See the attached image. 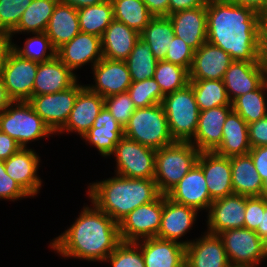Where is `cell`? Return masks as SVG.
<instances>
[{
  "mask_svg": "<svg viewBox=\"0 0 267 267\" xmlns=\"http://www.w3.org/2000/svg\"><path fill=\"white\" fill-rule=\"evenodd\" d=\"M62 3L66 5H70L76 9L84 8L90 5H98L105 0H60Z\"/></svg>",
  "mask_w": 267,
  "mask_h": 267,
  "instance_id": "obj_57",
  "label": "cell"
},
{
  "mask_svg": "<svg viewBox=\"0 0 267 267\" xmlns=\"http://www.w3.org/2000/svg\"><path fill=\"white\" fill-rule=\"evenodd\" d=\"M199 111L214 107L232 106L222 80H190Z\"/></svg>",
  "mask_w": 267,
  "mask_h": 267,
  "instance_id": "obj_36",
  "label": "cell"
},
{
  "mask_svg": "<svg viewBox=\"0 0 267 267\" xmlns=\"http://www.w3.org/2000/svg\"><path fill=\"white\" fill-rule=\"evenodd\" d=\"M162 105L175 142H190L196 133L199 108L190 84L185 88L164 95Z\"/></svg>",
  "mask_w": 267,
  "mask_h": 267,
  "instance_id": "obj_7",
  "label": "cell"
},
{
  "mask_svg": "<svg viewBox=\"0 0 267 267\" xmlns=\"http://www.w3.org/2000/svg\"><path fill=\"white\" fill-rule=\"evenodd\" d=\"M246 196L232 194L213 201L207 214L206 232L218 235L228 230L244 227Z\"/></svg>",
  "mask_w": 267,
  "mask_h": 267,
  "instance_id": "obj_14",
  "label": "cell"
},
{
  "mask_svg": "<svg viewBox=\"0 0 267 267\" xmlns=\"http://www.w3.org/2000/svg\"><path fill=\"white\" fill-rule=\"evenodd\" d=\"M0 131L15 139L22 148L54 135L28 101H12L0 111Z\"/></svg>",
  "mask_w": 267,
  "mask_h": 267,
  "instance_id": "obj_5",
  "label": "cell"
},
{
  "mask_svg": "<svg viewBox=\"0 0 267 267\" xmlns=\"http://www.w3.org/2000/svg\"><path fill=\"white\" fill-rule=\"evenodd\" d=\"M199 211L193 207L172 201L164 195L161 225L158 238L180 242L187 246L192 240H180L197 222Z\"/></svg>",
  "mask_w": 267,
  "mask_h": 267,
  "instance_id": "obj_17",
  "label": "cell"
},
{
  "mask_svg": "<svg viewBox=\"0 0 267 267\" xmlns=\"http://www.w3.org/2000/svg\"><path fill=\"white\" fill-rule=\"evenodd\" d=\"M125 62L132 81L139 82L153 78L158 60L154 57L150 46L139 38Z\"/></svg>",
  "mask_w": 267,
  "mask_h": 267,
  "instance_id": "obj_39",
  "label": "cell"
},
{
  "mask_svg": "<svg viewBox=\"0 0 267 267\" xmlns=\"http://www.w3.org/2000/svg\"><path fill=\"white\" fill-rule=\"evenodd\" d=\"M207 42L233 61L263 62L261 16L227 0L206 3Z\"/></svg>",
  "mask_w": 267,
  "mask_h": 267,
  "instance_id": "obj_1",
  "label": "cell"
},
{
  "mask_svg": "<svg viewBox=\"0 0 267 267\" xmlns=\"http://www.w3.org/2000/svg\"><path fill=\"white\" fill-rule=\"evenodd\" d=\"M262 26V49L267 53V12L261 17Z\"/></svg>",
  "mask_w": 267,
  "mask_h": 267,
  "instance_id": "obj_59",
  "label": "cell"
},
{
  "mask_svg": "<svg viewBox=\"0 0 267 267\" xmlns=\"http://www.w3.org/2000/svg\"><path fill=\"white\" fill-rule=\"evenodd\" d=\"M56 56L75 74L84 65L92 68L103 58L101 37L79 32L56 50Z\"/></svg>",
  "mask_w": 267,
  "mask_h": 267,
  "instance_id": "obj_16",
  "label": "cell"
},
{
  "mask_svg": "<svg viewBox=\"0 0 267 267\" xmlns=\"http://www.w3.org/2000/svg\"><path fill=\"white\" fill-rule=\"evenodd\" d=\"M173 36L174 28L167 16L153 17L140 33V38L150 46L158 61L165 60Z\"/></svg>",
  "mask_w": 267,
  "mask_h": 267,
  "instance_id": "obj_34",
  "label": "cell"
},
{
  "mask_svg": "<svg viewBox=\"0 0 267 267\" xmlns=\"http://www.w3.org/2000/svg\"><path fill=\"white\" fill-rule=\"evenodd\" d=\"M167 17L172 22L174 35L195 51L207 42L206 4L193 9L180 10Z\"/></svg>",
  "mask_w": 267,
  "mask_h": 267,
  "instance_id": "obj_23",
  "label": "cell"
},
{
  "mask_svg": "<svg viewBox=\"0 0 267 267\" xmlns=\"http://www.w3.org/2000/svg\"><path fill=\"white\" fill-rule=\"evenodd\" d=\"M249 154L262 181L267 178V146L251 148Z\"/></svg>",
  "mask_w": 267,
  "mask_h": 267,
  "instance_id": "obj_50",
  "label": "cell"
},
{
  "mask_svg": "<svg viewBox=\"0 0 267 267\" xmlns=\"http://www.w3.org/2000/svg\"><path fill=\"white\" fill-rule=\"evenodd\" d=\"M261 197L267 198V178L262 181Z\"/></svg>",
  "mask_w": 267,
  "mask_h": 267,
  "instance_id": "obj_60",
  "label": "cell"
},
{
  "mask_svg": "<svg viewBox=\"0 0 267 267\" xmlns=\"http://www.w3.org/2000/svg\"><path fill=\"white\" fill-rule=\"evenodd\" d=\"M41 157L32 148H20L7 160H4L6 173L14 179L32 198L40 193L42 179L38 169Z\"/></svg>",
  "mask_w": 267,
  "mask_h": 267,
  "instance_id": "obj_15",
  "label": "cell"
},
{
  "mask_svg": "<svg viewBox=\"0 0 267 267\" xmlns=\"http://www.w3.org/2000/svg\"><path fill=\"white\" fill-rule=\"evenodd\" d=\"M153 78L164 95L185 88L190 81L186 68L164 60L157 62Z\"/></svg>",
  "mask_w": 267,
  "mask_h": 267,
  "instance_id": "obj_41",
  "label": "cell"
},
{
  "mask_svg": "<svg viewBox=\"0 0 267 267\" xmlns=\"http://www.w3.org/2000/svg\"><path fill=\"white\" fill-rule=\"evenodd\" d=\"M205 3H209V2H212V1H215V0H203Z\"/></svg>",
  "mask_w": 267,
  "mask_h": 267,
  "instance_id": "obj_62",
  "label": "cell"
},
{
  "mask_svg": "<svg viewBox=\"0 0 267 267\" xmlns=\"http://www.w3.org/2000/svg\"><path fill=\"white\" fill-rule=\"evenodd\" d=\"M105 262L111 267H145L141 248L135 242H121Z\"/></svg>",
  "mask_w": 267,
  "mask_h": 267,
  "instance_id": "obj_43",
  "label": "cell"
},
{
  "mask_svg": "<svg viewBox=\"0 0 267 267\" xmlns=\"http://www.w3.org/2000/svg\"><path fill=\"white\" fill-rule=\"evenodd\" d=\"M232 110V106H220L200 111L198 127L190 142L200 152L214 151L222 142V129Z\"/></svg>",
  "mask_w": 267,
  "mask_h": 267,
  "instance_id": "obj_27",
  "label": "cell"
},
{
  "mask_svg": "<svg viewBox=\"0 0 267 267\" xmlns=\"http://www.w3.org/2000/svg\"><path fill=\"white\" fill-rule=\"evenodd\" d=\"M221 144L214 150L219 155L232 157L248 154L249 142L248 124L240 115L232 110L224 123Z\"/></svg>",
  "mask_w": 267,
  "mask_h": 267,
  "instance_id": "obj_31",
  "label": "cell"
},
{
  "mask_svg": "<svg viewBox=\"0 0 267 267\" xmlns=\"http://www.w3.org/2000/svg\"><path fill=\"white\" fill-rule=\"evenodd\" d=\"M139 38L137 31L114 19L101 36L103 58L125 61Z\"/></svg>",
  "mask_w": 267,
  "mask_h": 267,
  "instance_id": "obj_29",
  "label": "cell"
},
{
  "mask_svg": "<svg viewBox=\"0 0 267 267\" xmlns=\"http://www.w3.org/2000/svg\"><path fill=\"white\" fill-rule=\"evenodd\" d=\"M197 163L201 166L212 201L234 194L230 157L214 151L200 152Z\"/></svg>",
  "mask_w": 267,
  "mask_h": 267,
  "instance_id": "obj_18",
  "label": "cell"
},
{
  "mask_svg": "<svg viewBox=\"0 0 267 267\" xmlns=\"http://www.w3.org/2000/svg\"><path fill=\"white\" fill-rule=\"evenodd\" d=\"M76 76L57 56L49 61L38 63L33 86V96L64 91L78 81Z\"/></svg>",
  "mask_w": 267,
  "mask_h": 267,
  "instance_id": "obj_26",
  "label": "cell"
},
{
  "mask_svg": "<svg viewBox=\"0 0 267 267\" xmlns=\"http://www.w3.org/2000/svg\"><path fill=\"white\" fill-rule=\"evenodd\" d=\"M12 100L6 92V88L3 85L2 78H0V111L4 110Z\"/></svg>",
  "mask_w": 267,
  "mask_h": 267,
  "instance_id": "obj_58",
  "label": "cell"
},
{
  "mask_svg": "<svg viewBox=\"0 0 267 267\" xmlns=\"http://www.w3.org/2000/svg\"><path fill=\"white\" fill-rule=\"evenodd\" d=\"M124 136V128L114 119L104 106L93 126L81 137L85 143L97 149L102 157H111L116 144Z\"/></svg>",
  "mask_w": 267,
  "mask_h": 267,
  "instance_id": "obj_28",
  "label": "cell"
},
{
  "mask_svg": "<svg viewBox=\"0 0 267 267\" xmlns=\"http://www.w3.org/2000/svg\"><path fill=\"white\" fill-rule=\"evenodd\" d=\"M11 47L20 57L38 63L49 61L56 56V49L45 32L32 33V37H27L22 47L11 40Z\"/></svg>",
  "mask_w": 267,
  "mask_h": 267,
  "instance_id": "obj_40",
  "label": "cell"
},
{
  "mask_svg": "<svg viewBox=\"0 0 267 267\" xmlns=\"http://www.w3.org/2000/svg\"><path fill=\"white\" fill-rule=\"evenodd\" d=\"M140 248L145 267H185L186 246L158 237L135 242Z\"/></svg>",
  "mask_w": 267,
  "mask_h": 267,
  "instance_id": "obj_24",
  "label": "cell"
},
{
  "mask_svg": "<svg viewBox=\"0 0 267 267\" xmlns=\"http://www.w3.org/2000/svg\"><path fill=\"white\" fill-rule=\"evenodd\" d=\"M104 106L123 128L127 125L136 110L128 92L104 98Z\"/></svg>",
  "mask_w": 267,
  "mask_h": 267,
  "instance_id": "obj_45",
  "label": "cell"
},
{
  "mask_svg": "<svg viewBox=\"0 0 267 267\" xmlns=\"http://www.w3.org/2000/svg\"><path fill=\"white\" fill-rule=\"evenodd\" d=\"M203 234L186 246L185 267H230L221 238L206 231Z\"/></svg>",
  "mask_w": 267,
  "mask_h": 267,
  "instance_id": "obj_22",
  "label": "cell"
},
{
  "mask_svg": "<svg viewBox=\"0 0 267 267\" xmlns=\"http://www.w3.org/2000/svg\"><path fill=\"white\" fill-rule=\"evenodd\" d=\"M80 32L101 37L114 20L111 0L77 9Z\"/></svg>",
  "mask_w": 267,
  "mask_h": 267,
  "instance_id": "obj_35",
  "label": "cell"
},
{
  "mask_svg": "<svg viewBox=\"0 0 267 267\" xmlns=\"http://www.w3.org/2000/svg\"><path fill=\"white\" fill-rule=\"evenodd\" d=\"M136 108L149 107L154 104H162L164 94L154 78L134 82L127 90Z\"/></svg>",
  "mask_w": 267,
  "mask_h": 267,
  "instance_id": "obj_42",
  "label": "cell"
},
{
  "mask_svg": "<svg viewBox=\"0 0 267 267\" xmlns=\"http://www.w3.org/2000/svg\"><path fill=\"white\" fill-rule=\"evenodd\" d=\"M156 150L123 136L113 155L115 173L126 178L154 179Z\"/></svg>",
  "mask_w": 267,
  "mask_h": 267,
  "instance_id": "obj_9",
  "label": "cell"
},
{
  "mask_svg": "<svg viewBox=\"0 0 267 267\" xmlns=\"http://www.w3.org/2000/svg\"><path fill=\"white\" fill-rule=\"evenodd\" d=\"M199 154L191 142H174L156 150L154 180L160 194L166 195L194 167Z\"/></svg>",
  "mask_w": 267,
  "mask_h": 267,
  "instance_id": "obj_4",
  "label": "cell"
},
{
  "mask_svg": "<svg viewBox=\"0 0 267 267\" xmlns=\"http://www.w3.org/2000/svg\"><path fill=\"white\" fill-rule=\"evenodd\" d=\"M11 49V40L8 36L0 35V78L2 76L7 56Z\"/></svg>",
  "mask_w": 267,
  "mask_h": 267,
  "instance_id": "obj_56",
  "label": "cell"
},
{
  "mask_svg": "<svg viewBox=\"0 0 267 267\" xmlns=\"http://www.w3.org/2000/svg\"><path fill=\"white\" fill-rule=\"evenodd\" d=\"M124 136L155 150L175 142L162 104L136 108L124 127Z\"/></svg>",
  "mask_w": 267,
  "mask_h": 267,
  "instance_id": "obj_6",
  "label": "cell"
},
{
  "mask_svg": "<svg viewBox=\"0 0 267 267\" xmlns=\"http://www.w3.org/2000/svg\"><path fill=\"white\" fill-rule=\"evenodd\" d=\"M251 148L267 146V116L248 124Z\"/></svg>",
  "mask_w": 267,
  "mask_h": 267,
  "instance_id": "obj_49",
  "label": "cell"
},
{
  "mask_svg": "<svg viewBox=\"0 0 267 267\" xmlns=\"http://www.w3.org/2000/svg\"><path fill=\"white\" fill-rule=\"evenodd\" d=\"M22 148L15 139L0 131V160H7Z\"/></svg>",
  "mask_w": 267,
  "mask_h": 267,
  "instance_id": "obj_51",
  "label": "cell"
},
{
  "mask_svg": "<svg viewBox=\"0 0 267 267\" xmlns=\"http://www.w3.org/2000/svg\"><path fill=\"white\" fill-rule=\"evenodd\" d=\"M114 19L123 22L139 34L154 17L142 0H111Z\"/></svg>",
  "mask_w": 267,
  "mask_h": 267,
  "instance_id": "obj_37",
  "label": "cell"
},
{
  "mask_svg": "<svg viewBox=\"0 0 267 267\" xmlns=\"http://www.w3.org/2000/svg\"><path fill=\"white\" fill-rule=\"evenodd\" d=\"M174 202L208 212L211 203L209 190L201 166L194 167L166 194Z\"/></svg>",
  "mask_w": 267,
  "mask_h": 267,
  "instance_id": "obj_20",
  "label": "cell"
},
{
  "mask_svg": "<svg viewBox=\"0 0 267 267\" xmlns=\"http://www.w3.org/2000/svg\"><path fill=\"white\" fill-rule=\"evenodd\" d=\"M244 227L256 231L261 219V196L246 197Z\"/></svg>",
  "mask_w": 267,
  "mask_h": 267,
  "instance_id": "obj_48",
  "label": "cell"
},
{
  "mask_svg": "<svg viewBox=\"0 0 267 267\" xmlns=\"http://www.w3.org/2000/svg\"><path fill=\"white\" fill-rule=\"evenodd\" d=\"M83 206L73 224L51 240L50 249L64 259L104 263L122 242L119 225L93 202Z\"/></svg>",
  "mask_w": 267,
  "mask_h": 267,
  "instance_id": "obj_2",
  "label": "cell"
},
{
  "mask_svg": "<svg viewBox=\"0 0 267 267\" xmlns=\"http://www.w3.org/2000/svg\"><path fill=\"white\" fill-rule=\"evenodd\" d=\"M60 0H32L23 12L16 28L8 35L13 40L15 34L42 33L46 31L49 20ZM27 32V33H26Z\"/></svg>",
  "mask_w": 267,
  "mask_h": 267,
  "instance_id": "obj_33",
  "label": "cell"
},
{
  "mask_svg": "<svg viewBox=\"0 0 267 267\" xmlns=\"http://www.w3.org/2000/svg\"><path fill=\"white\" fill-rule=\"evenodd\" d=\"M231 102L258 89L265 80L263 62L233 61L222 79Z\"/></svg>",
  "mask_w": 267,
  "mask_h": 267,
  "instance_id": "obj_21",
  "label": "cell"
},
{
  "mask_svg": "<svg viewBox=\"0 0 267 267\" xmlns=\"http://www.w3.org/2000/svg\"><path fill=\"white\" fill-rule=\"evenodd\" d=\"M218 236L223 242L232 266L258 267L267 259V245L253 230L245 227L228 229L219 233Z\"/></svg>",
  "mask_w": 267,
  "mask_h": 267,
  "instance_id": "obj_8",
  "label": "cell"
},
{
  "mask_svg": "<svg viewBox=\"0 0 267 267\" xmlns=\"http://www.w3.org/2000/svg\"><path fill=\"white\" fill-rule=\"evenodd\" d=\"M230 161L234 194L246 197H260L262 179L255 169L250 154L232 156Z\"/></svg>",
  "mask_w": 267,
  "mask_h": 267,
  "instance_id": "obj_32",
  "label": "cell"
},
{
  "mask_svg": "<svg viewBox=\"0 0 267 267\" xmlns=\"http://www.w3.org/2000/svg\"><path fill=\"white\" fill-rule=\"evenodd\" d=\"M260 239L267 245V198L261 197V219L255 231Z\"/></svg>",
  "mask_w": 267,
  "mask_h": 267,
  "instance_id": "obj_55",
  "label": "cell"
},
{
  "mask_svg": "<svg viewBox=\"0 0 267 267\" xmlns=\"http://www.w3.org/2000/svg\"><path fill=\"white\" fill-rule=\"evenodd\" d=\"M37 69L38 62L24 59L10 50L1 78L12 101H28L33 96Z\"/></svg>",
  "mask_w": 267,
  "mask_h": 267,
  "instance_id": "obj_12",
  "label": "cell"
},
{
  "mask_svg": "<svg viewBox=\"0 0 267 267\" xmlns=\"http://www.w3.org/2000/svg\"><path fill=\"white\" fill-rule=\"evenodd\" d=\"M263 64H264V67H265V80H266V83H267V53L263 54Z\"/></svg>",
  "mask_w": 267,
  "mask_h": 267,
  "instance_id": "obj_61",
  "label": "cell"
},
{
  "mask_svg": "<svg viewBox=\"0 0 267 267\" xmlns=\"http://www.w3.org/2000/svg\"><path fill=\"white\" fill-rule=\"evenodd\" d=\"M77 81L70 88L52 94L32 96L28 103L43 119L44 123L56 133L65 125L75 104L78 92L84 87Z\"/></svg>",
  "mask_w": 267,
  "mask_h": 267,
  "instance_id": "obj_11",
  "label": "cell"
},
{
  "mask_svg": "<svg viewBox=\"0 0 267 267\" xmlns=\"http://www.w3.org/2000/svg\"><path fill=\"white\" fill-rule=\"evenodd\" d=\"M205 4L203 0H169V15L180 10L201 7Z\"/></svg>",
  "mask_w": 267,
  "mask_h": 267,
  "instance_id": "obj_54",
  "label": "cell"
},
{
  "mask_svg": "<svg viewBox=\"0 0 267 267\" xmlns=\"http://www.w3.org/2000/svg\"><path fill=\"white\" fill-rule=\"evenodd\" d=\"M104 107V98L92 92L86 85L78 92L75 104L65 125L56 133H78L83 137L93 126L95 119Z\"/></svg>",
  "mask_w": 267,
  "mask_h": 267,
  "instance_id": "obj_19",
  "label": "cell"
},
{
  "mask_svg": "<svg viewBox=\"0 0 267 267\" xmlns=\"http://www.w3.org/2000/svg\"><path fill=\"white\" fill-rule=\"evenodd\" d=\"M234 5L248 7L261 17L267 12V0H227Z\"/></svg>",
  "mask_w": 267,
  "mask_h": 267,
  "instance_id": "obj_53",
  "label": "cell"
},
{
  "mask_svg": "<svg viewBox=\"0 0 267 267\" xmlns=\"http://www.w3.org/2000/svg\"><path fill=\"white\" fill-rule=\"evenodd\" d=\"M30 196L5 171L4 160H0V199L8 201L23 200Z\"/></svg>",
  "mask_w": 267,
  "mask_h": 267,
  "instance_id": "obj_47",
  "label": "cell"
},
{
  "mask_svg": "<svg viewBox=\"0 0 267 267\" xmlns=\"http://www.w3.org/2000/svg\"><path fill=\"white\" fill-rule=\"evenodd\" d=\"M164 195L154 201L140 205L125 216L119 223V235L122 242H137L157 237L161 225Z\"/></svg>",
  "mask_w": 267,
  "mask_h": 267,
  "instance_id": "obj_10",
  "label": "cell"
},
{
  "mask_svg": "<svg viewBox=\"0 0 267 267\" xmlns=\"http://www.w3.org/2000/svg\"><path fill=\"white\" fill-rule=\"evenodd\" d=\"M232 62L227 52L205 42L194 52L189 80H222Z\"/></svg>",
  "mask_w": 267,
  "mask_h": 267,
  "instance_id": "obj_25",
  "label": "cell"
},
{
  "mask_svg": "<svg viewBox=\"0 0 267 267\" xmlns=\"http://www.w3.org/2000/svg\"><path fill=\"white\" fill-rule=\"evenodd\" d=\"M32 0H0V35L8 36Z\"/></svg>",
  "mask_w": 267,
  "mask_h": 267,
  "instance_id": "obj_44",
  "label": "cell"
},
{
  "mask_svg": "<svg viewBox=\"0 0 267 267\" xmlns=\"http://www.w3.org/2000/svg\"><path fill=\"white\" fill-rule=\"evenodd\" d=\"M154 17L169 15V0H142Z\"/></svg>",
  "mask_w": 267,
  "mask_h": 267,
  "instance_id": "obj_52",
  "label": "cell"
},
{
  "mask_svg": "<svg viewBox=\"0 0 267 267\" xmlns=\"http://www.w3.org/2000/svg\"><path fill=\"white\" fill-rule=\"evenodd\" d=\"M195 50L181 38L173 36L164 61L171 62L190 71Z\"/></svg>",
  "mask_w": 267,
  "mask_h": 267,
  "instance_id": "obj_46",
  "label": "cell"
},
{
  "mask_svg": "<svg viewBox=\"0 0 267 267\" xmlns=\"http://www.w3.org/2000/svg\"><path fill=\"white\" fill-rule=\"evenodd\" d=\"M87 188L90 202L117 223L135 208L160 195L154 179L126 178L117 174L89 183Z\"/></svg>",
  "mask_w": 267,
  "mask_h": 267,
  "instance_id": "obj_3",
  "label": "cell"
},
{
  "mask_svg": "<svg viewBox=\"0 0 267 267\" xmlns=\"http://www.w3.org/2000/svg\"><path fill=\"white\" fill-rule=\"evenodd\" d=\"M91 69L94 84H86V86L103 98L127 92L132 83L125 61L102 58Z\"/></svg>",
  "mask_w": 267,
  "mask_h": 267,
  "instance_id": "obj_13",
  "label": "cell"
},
{
  "mask_svg": "<svg viewBox=\"0 0 267 267\" xmlns=\"http://www.w3.org/2000/svg\"><path fill=\"white\" fill-rule=\"evenodd\" d=\"M80 32L77 9L59 1L46 28V35L57 50Z\"/></svg>",
  "mask_w": 267,
  "mask_h": 267,
  "instance_id": "obj_30",
  "label": "cell"
},
{
  "mask_svg": "<svg viewBox=\"0 0 267 267\" xmlns=\"http://www.w3.org/2000/svg\"><path fill=\"white\" fill-rule=\"evenodd\" d=\"M232 109L250 124L267 116V83L256 90L239 96L232 102Z\"/></svg>",
  "mask_w": 267,
  "mask_h": 267,
  "instance_id": "obj_38",
  "label": "cell"
}]
</instances>
